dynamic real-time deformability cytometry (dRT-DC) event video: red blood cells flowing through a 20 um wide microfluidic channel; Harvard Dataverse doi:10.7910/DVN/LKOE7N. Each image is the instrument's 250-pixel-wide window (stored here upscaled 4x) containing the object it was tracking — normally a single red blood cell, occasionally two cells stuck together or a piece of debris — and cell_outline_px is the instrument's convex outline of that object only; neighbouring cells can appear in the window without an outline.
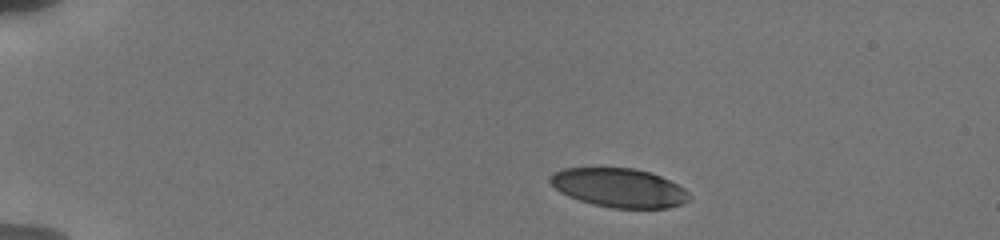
{"species": "human", "species_latin": "Homo sapiens", "temperature_condition": "cold", "stored_images_in_passage": 24, "camera_frame_rate_fps": 3000, "um_per_image_px": 0.085, "donor": {"sex": "male"}, "frame": {"image": 1, "passage_image": 1, "time_ms": 0.0, "image_size_px": [1000, 240], "cell_outline_px": [[692, 196], [684, 204], [668, 208], [612, 208], [592, 204], [568, 196], [560, 192], [548, 180], [548, 176], [552, 172], [564, 168], [632, 168], [648, 172], [660, 176], [684, 188]], "centroid_in_image_um": [52.61, 15.97], "position_along_channel_um": 32.4, "area_um2": 31.62}}
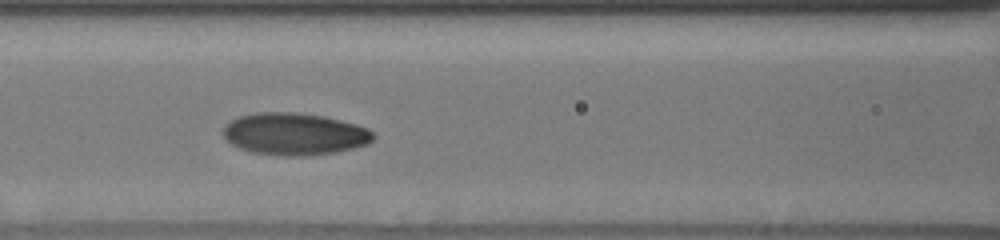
{"frame": {"image": 2, "passage_image": 19, "time_ms": 5.0, "image_size_px": [1000, 240], "cell_outline_px": [[376, 136], [368, 144], [336, 152], [300, 156], [288, 156], [252, 152], [240, 148], [232, 144], [224, 136], [224, 124], [240, 116], [256, 112], [296, 112], [324, 116], [356, 124], [368, 128]], "centroid_in_image_um": [25.04, 11.38], "position_along_channel_um": 141.6, "area_um2": 36.7}}
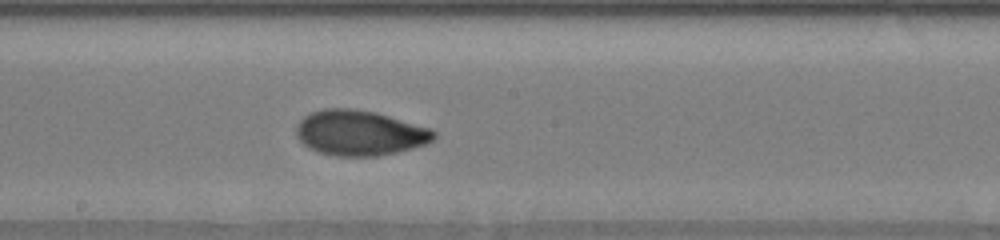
{"frame": {"image": 3, "passage_image": 24, "time_ms": 7.0, "image_size_px": [1000, 240], "cell_outline_px": [[436, 136], [428, 144], [396, 152], [376, 156], [336, 156], [320, 152], [308, 148], [296, 136], [296, 124], [308, 112], [324, 108], [356, 108], [376, 112], [432, 128], [436, 132]], "centroid_in_image_um": [30.57, 11.28], "position_along_channel_um": 217.6, "area_um2": 36.65}}